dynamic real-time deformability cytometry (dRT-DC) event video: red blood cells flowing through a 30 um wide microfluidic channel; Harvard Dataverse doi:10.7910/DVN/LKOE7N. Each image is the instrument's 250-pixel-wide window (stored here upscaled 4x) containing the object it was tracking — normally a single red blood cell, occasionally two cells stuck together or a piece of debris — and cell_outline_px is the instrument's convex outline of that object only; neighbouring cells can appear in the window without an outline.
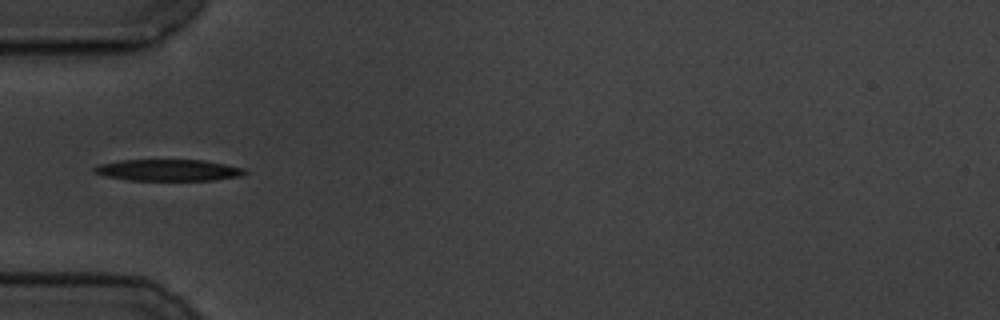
{"species": "common noctule bat (a hibernating species)", "species_latin": "Nyctalus noctula", "temperature_condition": "cold", "stored_images_in_passage": 40, "camera_frame_rate_fps": 3000, "um_per_image_px": 0.085, "animal": {"sex": "male", "body_mass_g": 19.5, "forearm_length_mm": 54.6}, "frame": {"image": 1, "passage_image": 1, "time_ms": 0.0, "image_size_px": [1000, 320], "cell_outline_px": [[248, 172], [240, 176], [212, 180], [128, 180], [108, 176], [92, 172], [92, 168], [100, 164], [120, 160], [204, 160], [244, 168]], "centroid_in_image_um": [14.3, 14.46], "position_along_channel_um": 70.7, "area_um2": 18.73}}
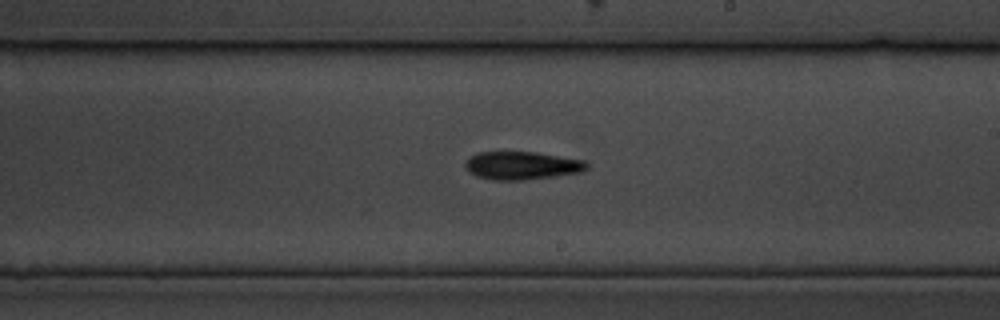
{"frame": {"image": 2, "passage_image": 16, "time_ms": 5.0, "image_size_px": [1000, 320], "cell_outline_px": [[588, 168], [580, 172], [556, 176], [524, 180], [492, 180], [476, 176], [468, 172], [464, 164], [476, 152], [536, 152], [584, 160], [588, 164]], "centroid_in_image_um": [44.35, 14.07], "position_along_channel_um": 244.6, "area_um2": 19.88}}
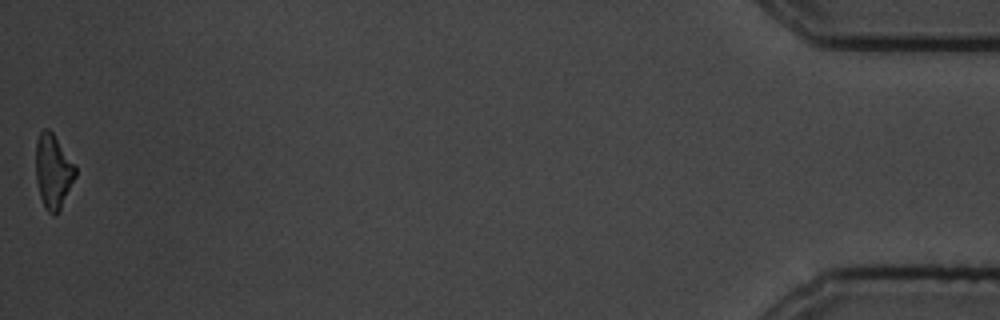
{"frame": {"image": 3, "passage_image": 40, "time_ms": 13.0, "image_size_px": [1000, 320], "cell_outline_px": [[76, 176], [56, 216], [52, 216], [44, 208], [40, 196], [36, 180], [36, 140], [40, 132], [44, 128], [48, 128], [52, 132], [76, 164]], "centroid_in_image_um": [4.52, 14.56], "position_along_channel_um": 430.7, "area_um2": 17.28}, "authors_computed_cell_mechanics": {"area_um2": 18.9873, "velocity_mm_per_s": 3.4829, "shape_relaxation_time_tau1_ms": 4.5168, "shape_relaxation_time_tau2_ms": 9.8131, "deformation_change_tau1": 0.135, "deformation_change_tau2": 0.2369}}